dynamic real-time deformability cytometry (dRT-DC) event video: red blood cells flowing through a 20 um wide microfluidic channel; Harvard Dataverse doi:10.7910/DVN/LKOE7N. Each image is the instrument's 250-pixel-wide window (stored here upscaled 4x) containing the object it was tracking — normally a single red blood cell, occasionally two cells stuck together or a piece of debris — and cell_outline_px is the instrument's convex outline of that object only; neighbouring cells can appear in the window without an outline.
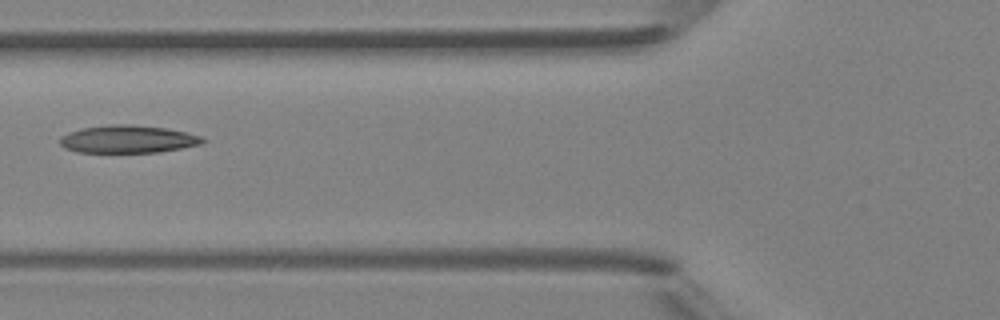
{"species": "Egyptian fruit bat (a non-hibernating species)", "species_latin": "Rousettus aegyptiacus", "temperature_condition": "room temperature", "stored_images_in_passage": 4, "camera_frame_rate_fps": 3000, "um_per_image_px": 0.085, "animal": {"sex": "female"}, "frame": {"image": 1, "passage_image": 3, "time_ms": 2.333, "image_size_px": [1000, 320], "cell_outline_px": [[204, 140], [200, 144], [180, 148], [156, 152], [76, 152], [64, 148], [60, 144], [60, 136], [68, 132], [84, 128], [108, 124], [132, 124], [164, 128], [188, 132], [200, 136]], "centroid_in_image_um": [10.82, 11.82], "position_along_channel_um": 115.0, "area_um2": 22.89}}
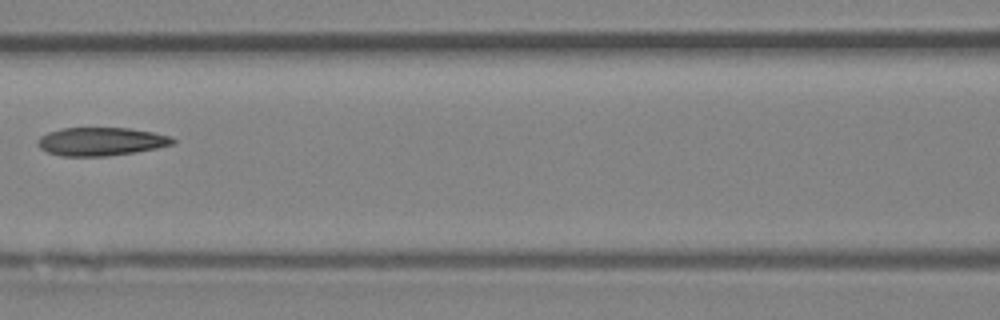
{"frame": {"image": 2, "passage_image": 4, "time_ms": 3.333, "image_size_px": [1000, 320], "cell_outline_px": [[176, 140], [172, 144], [156, 148], [136, 152], [108, 156], [60, 156], [48, 152], [40, 148], [36, 144], [36, 140], [40, 136], [48, 132], [60, 128], [128, 128], [152, 132], [172, 136]], "centroid_in_image_um": [8.55, 12.03], "position_along_channel_um": 158.0, "area_um2": 22.37}}